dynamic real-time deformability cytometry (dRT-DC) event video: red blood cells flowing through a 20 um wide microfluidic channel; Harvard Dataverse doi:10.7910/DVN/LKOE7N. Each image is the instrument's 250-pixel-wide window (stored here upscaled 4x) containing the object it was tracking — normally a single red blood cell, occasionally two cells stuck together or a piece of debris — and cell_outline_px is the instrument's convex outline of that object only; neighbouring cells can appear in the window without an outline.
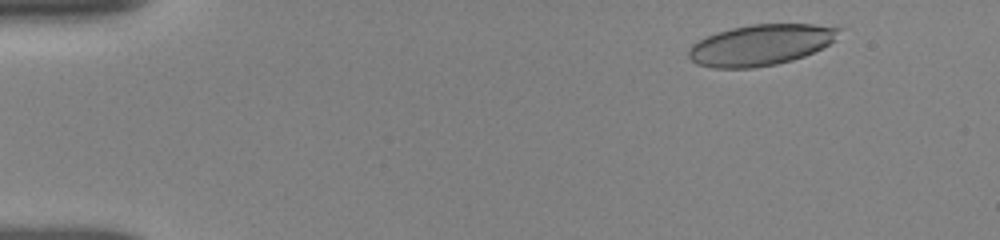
{"species": "human", "species_latin": "Homo sapiens", "temperature_condition": "room temperature", "stored_images_in_passage": 56, "camera_frame_rate_fps": 3000, "um_per_image_px": 0.085, "donor": {"sex": "female"}, "frame": {"image": 1, "passage_image": 6, "time_ms": 1.333, "image_size_px": [1000, 240], "cell_outline_px": [[844, 28], [836, 40], [804, 56], [792, 60], [776, 64], [752, 68], [712, 68], [696, 64], [688, 56], [688, 48], [692, 44], [716, 32], [732, 28], [752, 24], [812, 24]], "centroid_in_image_um": [64.66, 3.82], "position_along_channel_um": 20.3, "area_um2": 35.89}}
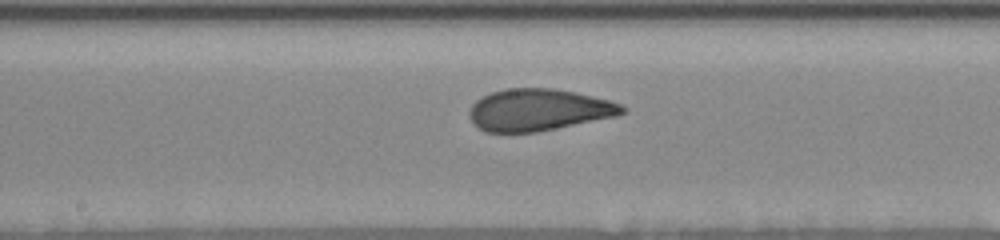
{"frame": {"image": 2, "passage_image": 30, "time_ms": 8.667, "image_size_px": [1000, 240], "cell_outline_px": [[628, 108], [624, 112], [616, 116], [536, 132], [484, 132], [468, 116], [468, 112], [472, 104], [476, 100], [492, 92], [504, 88], [556, 88], [576, 92], [608, 100], [620, 104]], "centroid_in_image_um": [45.77, 9.33], "position_along_channel_um": 202.4, "area_um2": 37.17}}
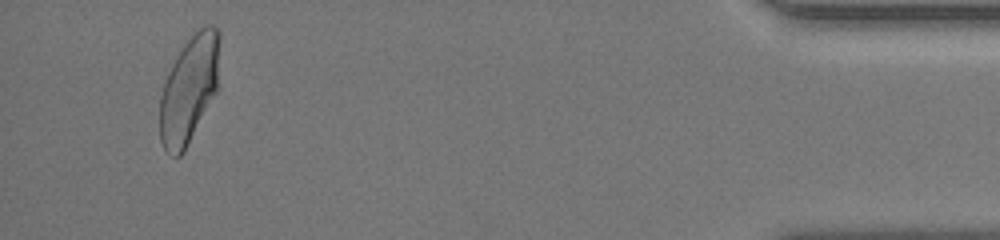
{"frame": {"image": 3, "passage_image": 53, "time_ms": 16.0, "image_size_px": [1000, 240], "cell_outline_px": [[220, 36], [216, 92], [184, 152], [180, 156], [172, 156], [164, 148], [160, 140], [160, 96], [168, 72], [184, 44], [192, 32], [208, 24], [212, 24], [220, 28]], "centroid_in_image_um": [16.08, 7.55], "position_along_channel_um": 419.1, "area_um2": 37.28}, "authors_computed_cell_mechanics": {"area_um2": 37.57, "velocity_mm_per_s": 3.8392, "shape_relaxation_time_tau1_ms": 5.6218, "shape_relaxation_time_tau2_ms": 0.9432, "deformation_change_tau1": 0.1818, "deformation_change_tau2": 0.0725}}